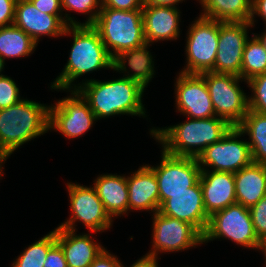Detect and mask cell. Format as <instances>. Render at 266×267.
Listing matches in <instances>:
<instances>
[{"label": "cell", "mask_w": 266, "mask_h": 267, "mask_svg": "<svg viewBox=\"0 0 266 267\" xmlns=\"http://www.w3.org/2000/svg\"><path fill=\"white\" fill-rule=\"evenodd\" d=\"M67 35H72L73 46L63 71L51 83L52 90L77 89L73 83L79 77L103 68L113 69V58L92 25H68L63 36Z\"/></svg>", "instance_id": "obj_1"}, {"label": "cell", "mask_w": 266, "mask_h": 267, "mask_svg": "<svg viewBox=\"0 0 266 267\" xmlns=\"http://www.w3.org/2000/svg\"><path fill=\"white\" fill-rule=\"evenodd\" d=\"M84 81L77 84V90L87 100L97 120L125 114L147 117L142 103L145 89L138 82L125 77L104 82Z\"/></svg>", "instance_id": "obj_2"}, {"label": "cell", "mask_w": 266, "mask_h": 267, "mask_svg": "<svg viewBox=\"0 0 266 267\" xmlns=\"http://www.w3.org/2000/svg\"><path fill=\"white\" fill-rule=\"evenodd\" d=\"M233 126L215 116L205 119L189 118L184 123L165 128H151L150 135L172 156L198 158L211 144L221 140Z\"/></svg>", "instance_id": "obj_3"}, {"label": "cell", "mask_w": 266, "mask_h": 267, "mask_svg": "<svg viewBox=\"0 0 266 267\" xmlns=\"http://www.w3.org/2000/svg\"><path fill=\"white\" fill-rule=\"evenodd\" d=\"M50 105L22 99L0 109V153L8 159L23 144L47 133Z\"/></svg>", "instance_id": "obj_4"}, {"label": "cell", "mask_w": 266, "mask_h": 267, "mask_svg": "<svg viewBox=\"0 0 266 267\" xmlns=\"http://www.w3.org/2000/svg\"><path fill=\"white\" fill-rule=\"evenodd\" d=\"M100 34L110 56L127 51L146 42L142 9L131 11L101 8L92 25Z\"/></svg>", "instance_id": "obj_5"}, {"label": "cell", "mask_w": 266, "mask_h": 267, "mask_svg": "<svg viewBox=\"0 0 266 267\" xmlns=\"http://www.w3.org/2000/svg\"><path fill=\"white\" fill-rule=\"evenodd\" d=\"M222 238L249 249L259 250L260 240L255 233L249 208L234 203L209 217L203 243Z\"/></svg>", "instance_id": "obj_6"}, {"label": "cell", "mask_w": 266, "mask_h": 267, "mask_svg": "<svg viewBox=\"0 0 266 267\" xmlns=\"http://www.w3.org/2000/svg\"><path fill=\"white\" fill-rule=\"evenodd\" d=\"M215 115L237 126L248 113V96L241 89L240 81L247 82L233 74L202 72Z\"/></svg>", "instance_id": "obj_7"}, {"label": "cell", "mask_w": 266, "mask_h": 267, "mask_svg": "<svg viewBox=\"0 0 266 267\" xmlns=\"http://www.w3.org/2000/svg\"><path fill=\"white\" fill-rule=\"evenodd\" d=\"M189 26L186 39V68L181 73L200 74L214 68L219 40V21L199 15Z\"/></svg>", "instance_id": "obj_8"}, {"label": "cell", "mask_w": 266, "mask_h": 267, "mask_svg": "<svg viewBox=\"0 0 266 267\" xmlns=\"http://www.w3.org/2000/svg\"><path fill=\"white\" fill-rule=\"evenodd\" d=\"M66 188L69 193L71 214L69 219L58 227L76 231L75 223L78 221L91 233L104 232L111 228L113 219L105 210L94 187L68 182Z\"/></svg>", "instance_id": "obj_9"}, {"label": "cell", "mask_w": 266, "mask_h": 267, "mask_svg": "<svg viewBox=\"0 0 266 267\" xmlns=\"http://www.w3.org/2000/svg\"><path fill=\"white\" fill-rule=\"evenodd\" d=\"M245 136L237 126L219 141L209 145L197 158L201 170L236 173L253 162L251 149ZM239 138V139H238Z\"/></svg>", "instance_id": "obj_10"}, {"label": "cell", "mask_w": 266, "mask_h": 267, "mask_svg": "<svg viewBox=\"0 0 266 267\" xmlns=\"http://www.w3.org/2000/svg\"><path fill=\"white\" fill-rule=\"evenodd\" d=\"M66 92L71 95L50 106L49 129L62 133L68 139H75L88 132L97 119L87 100L77 89Z\"/></svg>", "instance_id": "obj_11"}, {"label": "cell", "mask_w": 266, "mask_h": 267, "mask_svg": "<svg viewBox=\"0 0 266 267\" xmlns=\"http://www.w3.org/2000/svg\"><path fill=\"white\" fill-rule=\"evenodd\" d=\"M152 249L147 253L179 252L203 244V235L191 224L159 213L152 215Z\"/></svg>", "instance_id": "obj_12"}, {"label": "cell", "mask_w": 266, "mask_h": 267, "mask_svg": "<svg viewBox=\"0 0 266 267\" xmlns=\"http://www.w3.org/2000/svg\"><path fill=\"white\" fill-rule=\"evenodd\" d=\"M161 162L148 165L155 173L159 187V207L171 194L187 191L200 178L201 168L197 158L177 157L161 150Z\"/></svg>", "instance_id": "obj_13"}, {"label": "cell", "mask_w": 266, "mask_h": 267, "mask_svg": "<svg viewBox=\"0 0 266 267\" xmlns=\"http://www.w3.org/2000/svg\"><path fill=\"white\" fill-rule=\"evenodd\" d=\"M247 21H219V40L214 68L211 72L233 74L241 78L242 57L249 38Z\"/></svg>", "instance_id": "obj_14"}, {"label": "cell", "mask_w": 266, "mask_h": 267, "mask_svg": "<svg viewBox=\"0 0 266 267\" xmlns=\"http://www.w3.org/2000/svg\"><path fill=\"white\" fill-rule=\"evenodd\" d=\"M64 15H50L39 11L30 0H17L13 24L39 43L42 36L62 37L68 25H83L71 14Z\"/></svg>", "instance_id": "obj_15"}, {"label": "cell", "mask_w": 266, "mask_h": 267, "mask_svg": "<svg viewBox=\"0 0 266 267\" xmlns=\"http://www.w3.org/2000/svg\"><path fill=\"white\" fill-rule=\"evenodd\" d=\"M175 79L176 112L192 119L216 116L206 82L200 74L179 72Z\"/></svg>", "instance_id": "obj_16"}, {"label": "cell", "mask_w": 266, "mask_h": 267, "mask_svg": "<svg viewBox=\"0 0 266 267\" xmlns=\"http://www.w3.org/2000/svg\"><path fill=\"white\" fill-rule=\"evenodd\" d=\"M159 213L193 225L202 235L205 233L209 215L203 204L199 180L187 191L171 194L159 207Z\"/></svg>", "instance_id": "obj_17"}, {"label": "cell", "mask_w": 266, "mask_h": 267, "mask_svg": "<svg viewBox=\"0 0 266 267\" xmlns=\"http://www.w3.org/2000/svg\"><path fill=\"white\" fill-rule=\"evenodd\" d=\"M199 182L204 208L209 216L237 203L234 173L209 169L201 170Z\"/></svg>", "instance_id": "obj_18"}, {"label": "cell", "mask_w": 266, "mask_h": 267, "mask_svg": "<svg viewBox=\"0 0 266 267\" xmlns=\"http://www.w3.org/2000/svg\"><path fill=\"white\" fill-rule=\"evenodd\" d=\"M180 13L177 7L144 5L142 19L146 42L153 44L179 38Z\"/></svg>", "instance_id": "obj_19"}, {"label": "cell", "mask_w": 266, "mask_h": 267, "mask_svg": "<svg viewBox=\"0 0 266 267\" xmlns=\"http://www.w3.org/2000/svg\"><path fill=\"white\" fill-rule=\"evenodd\" d=\"M56 243L61 247L68 267H90L105 249L91 234H77L65 228H56Z\"/></svg>", "instance_id": "obj_20"}, {"label": "cell", "mask_w": 266, "mask_h": 267, "mask_svg": "<svg viewBox=\"0 0 266 267\" xmlns=\"http://www.w3.org/2000/svg\"><path fill=\"white\" fill-rule=\"evenodd\" d=\"M129 211L159 210V187L154 171L146 164L127 176Z\"/></svg>", "instance_id": "obj_21"}, {"label": "cell", "mask_w": 266, "mask_h": 267, "mask_svg": "<svg viewBox=\"0 0 266 267\" xmlns=\"http://www.w3.org/2000/svg\"><path fill=\"white\" fill-rule=\"evenodd\" d=\"M150 45L152 44L145 42L136 48L120 52L113 58L112 70L126 72L123 77L138 82L145 89L155 75L153 56L147 50Z\"/></svg>", "instance_id": "obj_22"}, {"label": "cell", "mask_w": 266, "mask_h": 267, "mask_svg": "<svg viewBox=\"0 0 266 267\" xmlns=\"http://www.w3.org/2000/svg\"><path fill=\"white\" fill-rule=\"evenodd\" d=\"M92 186L112 219L127 215L129 211L127 176L108 173L99 175Z\"/></svg>", "instance_id": "obj_23"}, {"label": "cell", "mask_w": 266, "mask_h": 267, "mask_svg": "<svg viewBox=\"0 0 266 267\" xmlns=\"http://www.w3.org/2000/svg\"><path fill=\"white\" fill-rule=\"evenodd\" d=\"M237 203L246 208L254 206L266 195V165L256 162L234 173Z\"/></svg>", "instance_id": "obj_24"}, {"label": "cell", "mask_w": 266, "mask_h": 267, "mask_svg": "<svg viewBox=\"0 0 266 267\" xmlns=\"http://www.w3.org/2000/svg\"><path fill=\"white\" fill-rule=\"evenodd\" d=\"M200 16L221 22L247 21L252 15V0H198Z\"/></svg>", "instance_id": "obj_25"}, {"label": "cell", "mask_w": 266, "mask_h": 267, "mask_svg": "<svg viewBox=\"0 0 266 267\" xmlns=\"http://www.w3.org/2000/svg\"><path fill=\"white\" fill-rule=\"evenodd\" d=\"M237 127L249 136L253 162L266 165V114L248 110Z\"/></svg>", "instance_id": "obj_26"}, {"label": "cell", "mask_w": 266, "mask_h": 267, "mask_svg": "<svg viewBox=\"0 0 266 267\" xmlns=\"http://www.w3.org/2000/svg\"><path fill=\"white\" fill-rule=\"evenodd\" d=\"M36 43L22 29L12 24L0 27V57L6 58H24L28 57L37 47Z\"/></svg>", "instance_id": "obj_27"}, {"label": "cell", "mask_w": 266, "mask_h": 267, "mask_svg": "<svg viewBox=\"0 0 266 267\" xmlns=\"http://www.w3.org/2000/svg\"><path fill=\"white\" fill-rule=\"evenodd\" d=\"M266 72V51L261 42L252 34L245 43L242 57L241 79H249Z\"/></svg>", "instance_id": "obj_28"}, {"label": "cell", "mask_w": 266, "mask_h": 267, "mask_svg": "<svg viewBox=\"0 0 266 267\" xmlns=\"http://www.w3.org/2000/svg\"><path fill=\"white\" fill-rule=\"evenodd\" d=\"M56 244V228L29 245L11 267H43L48 251Z\"/></svg>", "instance_id": "obj_29"}, {"label": "cell", "mask_w": 266, "mask_h": 267, "mask_svg": "<svg viewBox=\"0 0 266 267\" xmlns=\"http://www.w3.org/2000/svg\"><path fill=\"white\" fill-rule=\"evenodd\" d=\"M246 83L252 92L248 97L249 110L266 114V72L249 79Z\"/></svg>", "instance_id": "obj_30"}, {"label": "cell", "mask_w": 266, "mask_h": 267, "mask_svg": "<svg viewBox=\"0 0 266 267\" xmlns=\"http://www.w3.org/2000/svg\"><path fill=\"white\" fill-rule=\"evenodd\" d=\"M62 10L89 15L83 25H93L102 8V0H61ZM90 13V14H89Z\"/></svg>", "instance_id": "obj_31"}, {"label": "cell", "mask_w": 266, "mask_h": 267, "mask_svg": "<svg viewBox=\"0 0 266 267\" xmlns=\"http://www.w3.org/2000/svg\"><path fill=\"white\" fill-rule=\"evenodd\" d=\"M17 86L15 81L9 76H0V109L15 105L23 99Z\"/></svg>", "instance_id": "obj_32"}, {"label": "cell", "mask_w": 266, "mask_h": 267, "mask_svg": "<svg viewBox=\"0 0 266 267\" xmlns=\"http://www.w3.org/2000/svg\"><path fill=\"white\" fill-rule=\"evenodd\" d=\"M255 233L259 240L266 236V195L249 208Z\"/></svg>", "instance_id": "obj_33"}, {"label": "cell", "mask_w": 266, "mask_h": 267, "mask_svg": "<svg viewBox=\"0 0 266 267\" xmlns=\"http://www.w3.org/2000/svg\"><path fill=\"white\" fill-rule=\"evenodd\" d=\"M144 0H102V8L131 11L142 9Z\"/></svg>", "instance_id": "obj_34"}, {"label": "cell", "mask_w": 266, "mask_h": 267, "mask_svg": "<svg viewBox=\"0 0 266 267\" xmlns=\"http://www.w3.org/2000/svg\"><path fill=\"white\" fill-rule=\"evenodd\" d=\"M17 0H0V27L14 23Z\"/></svg>", "instance_id": "obj_35"}, {"label": "cell", "mask_w": 266, "mask_h": 267, "mask_svg": "<svg viewBox=\"0 0 266 267\" xmlns=\"http://www.w3.org/2000/svg\"><path fill=\"white\" fill-rule=\"evenodd\" d=\"M43 267H68L64 253L57 243L48 251Z\"/></svg>", "instance_id": "obj_36"}, {"label": "cell", "mask_w": 266, "mask_h": 267, "mask_svg": "<svg viewBox=\"0 0 266 267\" xmlns=\"http://www.w3.org/2000/svg\"><path fill=\"white\" fill-rule=\"evenodd\" d=\"M34 6L41 12L50 15H62L61 0H30Z\"/></svg>", "instance_id": "obj_37"}, {"label": "cell", "mask_w": 266, "mask_h": 267, "mask_svg": "<svg viewBox=\"0 0 266 267\" xmlns=\"http://www.w3.org/2000/svg\"><path fill=\"white\" fill-rule=\"evenodd\" d=\"M90 267H122V263L117 256L111 254L105 248L92 262Z\"/></svg>", "instance_id": "obj_38"}, {"label": "cell", "mask_w": 266, "mask_h": 267, "mask_svg": "<svg viewBox=\"0 0 266 267\" xmlns=\"http://www.w3.org/2000/svg\"><path fill=\"white\" fill-rule=\"evenodd\" d=\"M256 15L263 19L266 26V0H252V15L249 22L253 27L257 21L254 19Z\"/></svg>", "instance_id": "obj_39"}, {"label": "cell", "mask_w": 266, "mask_h": 267, "mask_svg": "<svg viewBox=\"0 0 266 267\" xmlns=\"http://www.w3.org/2000/svg\"><path fill=\"white\" fill-rule=\"evenodd\" d=\"M158 257L145 254L140 259H138L135 263H133L130 267H158ZM122 267H124L122 265Z\"/></svg>", "instance_id": "obj_40"}, {"label": "cell", "mask_w": 266, "mask_h": 267, "mask_svg": "<svg viewBox=\"0 0 266 267\" xmlns=\"http://www.w3.org/2000/svg\"><path fill=\"white\" fill-rule=\"evenodd\" d=\"M185 0H144L145 5L177 7L178 3Z\"/></svg>", "instance_id": "obj_41"}, {"label": "cell", "mask_w": 266, "mask_h": 267, "mask_svg": "<svg viewBox=\"0 0 266 267\" xmlns=\"http://www.w3.org/2000/svg\"><path fill=\"white\" fill-rule=\"evenodd\" d=\"M263 45L265 51H266V30L260 34L257 33V35L255 33H252Z\"/></svg>", "instance_id": "obj_42"}, {"label": "cell", "mask_w": 266, "mask_h": 267, "mask_svg": "<svg viewBox=\"0 0 266 267\" xmlns=\"http://www.w3.org/2000/svg\"><path fill=\"white\" fill-rule=\"evenodd\" d=\"M259 250L263 252L265 258V267H266V236L260 240Z\"/></svg>", "instance_id": "obj_43"}, {"label": "cell", "mask_w": 266, "mask_h": 267, "mask_svg": "<svg viewBox=\"0 0 266 267\" xmlns=\"http://www.w3.org/2000/svg\"><path fill=\"white\" fill-rule=\"evenodd\" d=\"M6 160L7 159L0 153V179L2 178V175L4 174L2 172V169L4 168V167H2V165H3V163H5Z\"/></svg>", "instance_id": "obj_44"}, {"label": "cell", "mask_w": 266, "mask_h": 267, "mask_svg": "<svg viewBox=\"0 0 266 267\" xmlns=\"http://www.w3.org/2000/svg\"><path fill=\"white\" fill-rule=\"evenodd\" d=\"M5 62L4 60L0 57V76L4 75L1 72L3 71V69L5 68Z\"/></svg>", "instance_id": "obj_45"}]
</instances>
